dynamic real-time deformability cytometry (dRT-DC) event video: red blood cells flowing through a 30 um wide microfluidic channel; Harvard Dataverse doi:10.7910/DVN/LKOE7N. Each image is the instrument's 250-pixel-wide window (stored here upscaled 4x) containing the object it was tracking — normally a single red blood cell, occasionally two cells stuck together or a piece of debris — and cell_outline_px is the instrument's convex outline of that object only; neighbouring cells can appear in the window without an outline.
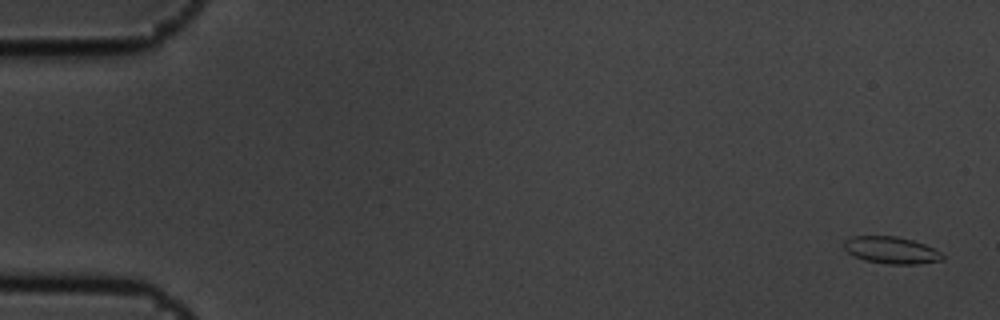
{"species": "common noctule bat (a hibernating species)", "species_latin": "Nyctalus noctula", "temperature_condition": "cold", "stored_images_in_passage": 15, "camera_frame_rate_fps": 3000, "um_per_image_px": 0.085, "animal": {"sex": "male", "body_mass_g": 19.5, "forearm_length_mm": 54.6}, "frame": {"image": 1, "passage_image": 1, "time_ms": 0.0, "image_size_px": [1000, 320], "cell_outline_px": [[944, 260], [920, 264], [888, 264], [864, 260], [848, 252], [844, 248], [844, 240], [852, 236], [896, 236], [912, 240], [924, 244], [940, 252], [944, 256]], "centroid_in_image_um": [75.77, 21.27], "position_along_channel_um": 9.2, "area_um2": 15.43}}
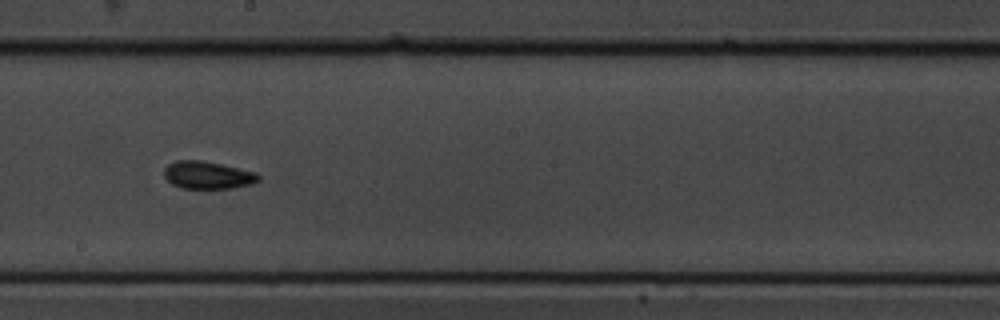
{"frame": {"image": 2, "passage_image": 9, "time_ms": 2.667, "image_size_px": [1000, 320], "cell_outline_px": [[260, 180], [252, 184], [232, 188], [180, 188], [172, 184], [164, 176], [164, 168], [168, 164], [176, 160], [200, 160], [220, 164], [256, 172], [260, 176]], "centroid_in_image_um": [17.65, 14.88], "position_along_channel_um": 230.6, "area_um2": 15.14}}
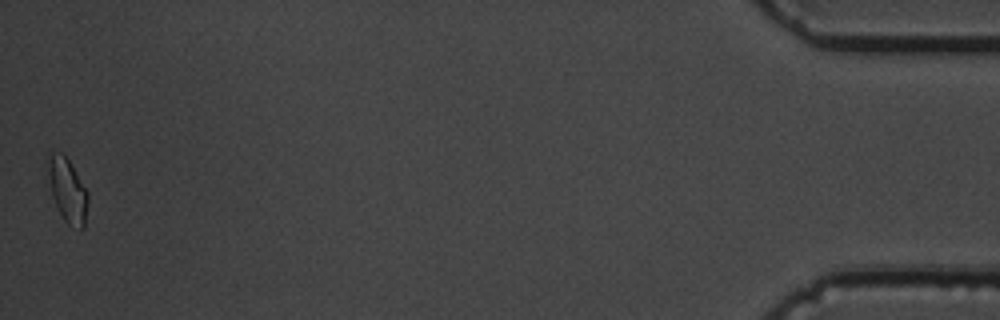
{"frame": {"image": 3, "passage_image": 15, "time_ms": 4.667, "image_size_px": [1000, 320], "cell_outline_px": [[88, 204], [84, 228], [80, 228], [68, 224], [64, 220], [52, 196], [48, 172], [48, 152], [64, 152], [88, 192]], "centroid_in_image_um": [5.75, 16.13], "position_along_channel_um": 429.5, "area_um2": 14.8}}